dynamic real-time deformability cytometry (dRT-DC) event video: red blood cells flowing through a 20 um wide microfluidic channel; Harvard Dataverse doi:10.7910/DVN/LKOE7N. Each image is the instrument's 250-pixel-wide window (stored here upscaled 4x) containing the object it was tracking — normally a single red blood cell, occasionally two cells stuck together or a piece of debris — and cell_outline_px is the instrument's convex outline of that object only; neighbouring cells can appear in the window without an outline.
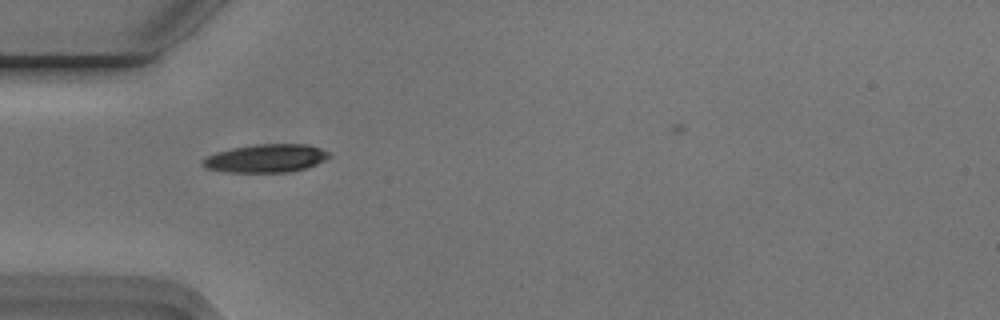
{"species": "Egyptian fruit bat (a non-hibernating species)", "species_latin": "Rousettus aegyptiacus", "temperature_condition": "cold", "stored_images_in_passage": 21, "camera_frame_rate_fps": 3000, "um_per_image_px": 0.085, "animal": {"sex": "male"}, "frame": {"image": 1, "passage_image": 2, "time_ms": 0.333, "image_size_px": [1000, 320], "cell_outline_px": [[332, 156], [316, 164], [304, 168], [288, 172], [228, 172], [204, 168], [200, 164], [200, 160], [216, 152], [232, 148], [256, 144], [308, 144], [320, 148], [328, 152]], "centroid_in_image_um": [22.57, 13.45], "position_along_channel_um": 62.4, "area_um2": 20.81}}
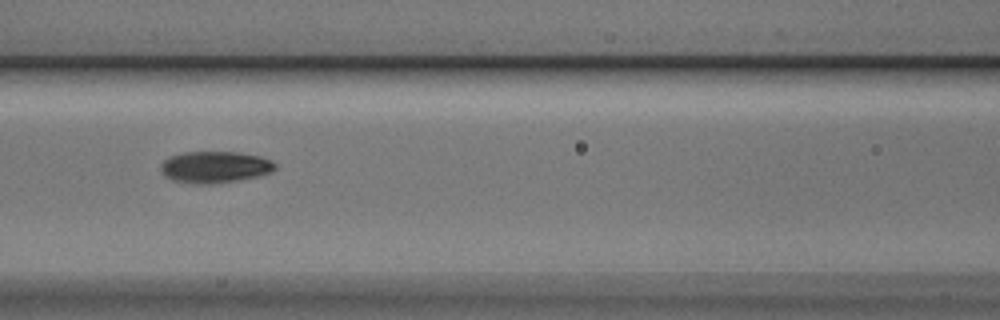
{"frame": {"image": 2, "passage_image": 9, "time_ms": 2.667, "image_size_px": [1000, 320], "cell_outline_px": [[276, 168], [272, 172], [260, 176], [240, 180], [212, 184], [192, 184], [172, 180], [164, 176], [160, 168], [160, 164], [164, 160], [172, 156], [184, 152], [236, 152], [260, 156], [272, 160], [276, 164]], "centroid_in_image_um": [18.28, 14.21], "position_along_channel_um": 148.3, "area_um2": 21.33}}
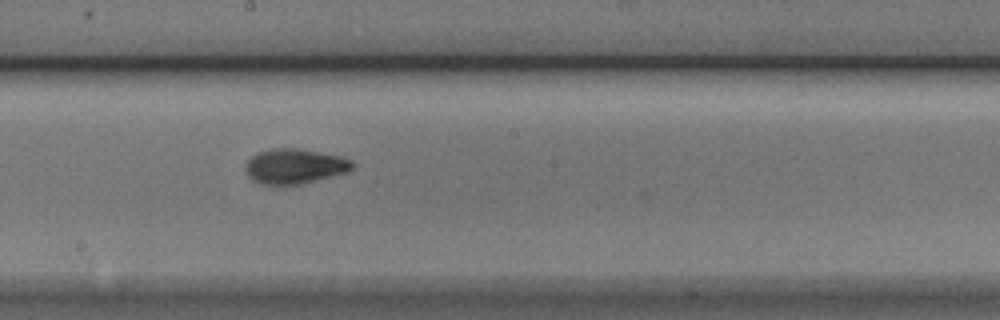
{"frame": {"image": 3, "passage_image": 15, "time_ms": 4.667, "image_size_px": [1000, 320], "cell_outline_px": [[356, 164], [348, 172], [300, 184], [260, 184], [252, 180], [248, 176], [244, 168], [244, 164], [252, 156], [260, 152], [272, 148], [296, 148], [340, 156], [352, 160]], "centroid_in_image_um": [25.04, 14.13], "position_along_channel_um": 223.2, "area_um2": 21.73}}